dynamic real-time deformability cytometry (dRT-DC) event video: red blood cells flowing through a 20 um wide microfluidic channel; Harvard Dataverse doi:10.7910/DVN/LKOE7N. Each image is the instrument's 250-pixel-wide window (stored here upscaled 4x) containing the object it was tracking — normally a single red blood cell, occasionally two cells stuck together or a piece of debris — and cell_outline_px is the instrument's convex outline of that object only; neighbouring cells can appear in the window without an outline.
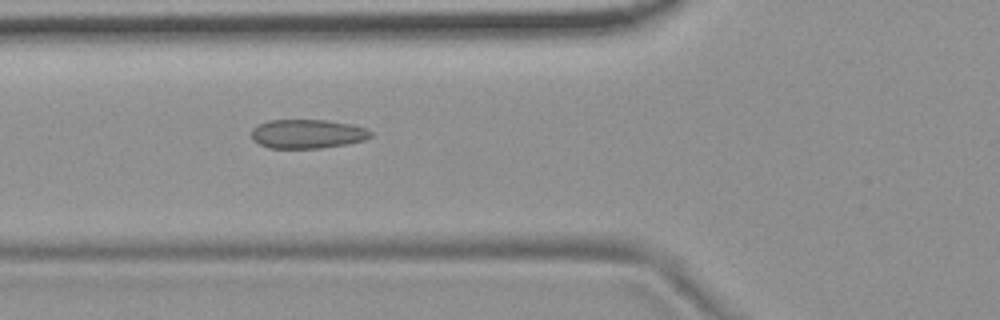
{"species": "common noctule bat (a hibernating species)", "species_latin": "Nyctalus noctula", "temperature_condition": "room temperature", "stored_images_in_passage": 6, "camera_frame_rate_fps": 3000, "um_per_image_px": 0.085, "animal": {"sex": "female", "body_mass_g": 19.9}, "frame": {"image": 1, "passage_image": 6, "time_ms": 5.667, "image_size_px": [1000, 320], "cell_outline_px": [[372, 136], [364, 140], [348, 144], [320, 148], [268, 148], [252, 140], [252, 128], [268, 120], [324, 120], [352, 124], [364, 128], [372, 132]], "centroid_in_image_um": [26.13, 11.38], "position_along_channel_um": 99.7, "area_um2": 20.17}}